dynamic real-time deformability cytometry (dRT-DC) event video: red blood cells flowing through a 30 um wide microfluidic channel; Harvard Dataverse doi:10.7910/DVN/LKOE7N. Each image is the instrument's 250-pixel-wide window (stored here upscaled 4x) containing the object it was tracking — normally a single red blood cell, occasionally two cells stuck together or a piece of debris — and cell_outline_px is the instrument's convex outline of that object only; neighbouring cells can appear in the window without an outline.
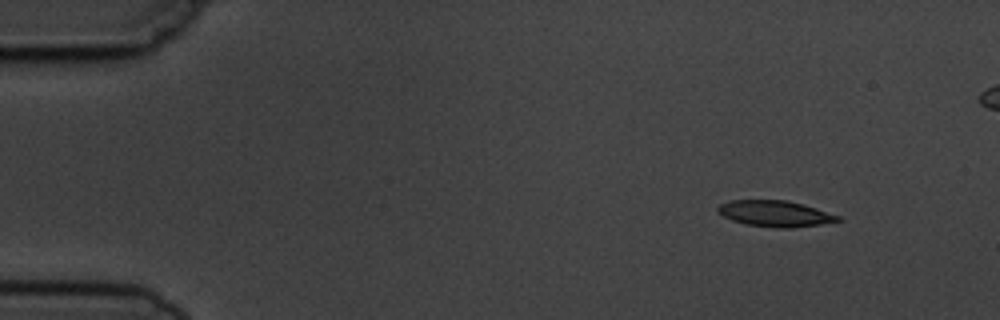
{"species": "common noctule bat (a hibernating species)", "species_latin": "Nyctalus noctula", "temperature_condition": "cold", "stored_images_in_passage": 5, "camera_frame_rate_fps": 3000, "um_per_image_px": 0.085, "animal": {"sex": "male", "body_mass_g": 19.5, "forearm_length_mm": 54.6}, "frame": {"image": 1, "passage_image": 1, "time_ms": 0.0, "image_size_px": [1000, 320], "cell_outline_px": [[844, 220], [820, 224], [792, 228], [776, 228], [744, 224], [732, 220], [716, 212], [716, 208], [720, 204], [728, 200], [784, 200], [804, 204], [840, 216]], "centroid_in_image_um": [65.87, 18.16], "position_along_channel_um": 19.1, "area_um2": 18.38}}